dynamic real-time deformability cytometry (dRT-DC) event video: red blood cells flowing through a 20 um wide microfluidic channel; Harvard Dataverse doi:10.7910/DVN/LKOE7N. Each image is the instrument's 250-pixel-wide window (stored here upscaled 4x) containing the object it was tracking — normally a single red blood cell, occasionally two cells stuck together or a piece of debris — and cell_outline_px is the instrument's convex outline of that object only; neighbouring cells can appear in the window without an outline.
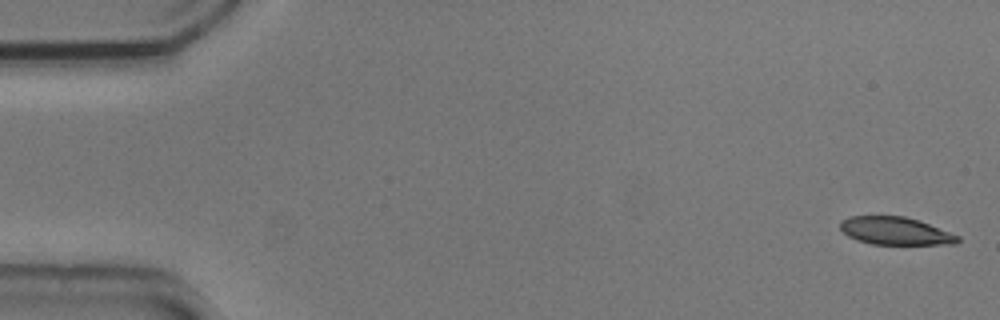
{"species": "common noctule bat (a hibernating species)", "species_latin": "Nyctalus noctula", "temperature_condition": "cold", "stored_images_in_passage": 4, "camera_frame_rate_fps": 3000, "um_per_image_px": 0.085, "animal": {"sex": "male", "body_mass_g": 20.5, "forearm_length_mm": 52.5}, "frame": {"image": 1, "passage_image": 1, "time_ms": 0.0, "image_size_px": [1000, 320], "cell_outline_px": [[960, 240], [956, 244], [872, 244], [856, 240], [848, 236], [840, 228], [840, 220], [848, 216], [904, 216], [920, 220], [960, 236]], "centroid_in_image_um": [76.1, 19.62], "position_along_channel_um": 8.9, "area_um2": 19.13}}
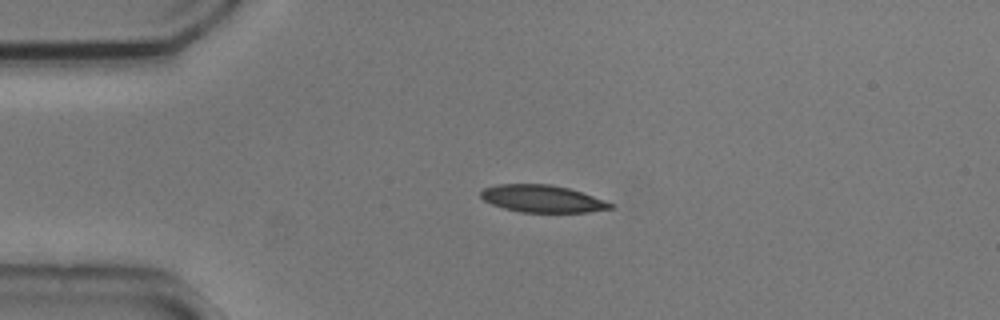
{"frame": {"image": 2, "passage_image": 4, "time_ms": 1.0, "image_size_px": [1000, 320], "cell_outline_px": [[616, 208], [588, 212], [520, 212], [504, 208], [492, 204], [484, 200], [480, 196], [480, 192], [484, 188], [496, 184], [552, 184], [568, 188], [604, 200], [612, 204]], "centroid_in_image_um": [46.08, 16.89], "position_along_channel_um": 38.9, "area_um2": 20.52}}